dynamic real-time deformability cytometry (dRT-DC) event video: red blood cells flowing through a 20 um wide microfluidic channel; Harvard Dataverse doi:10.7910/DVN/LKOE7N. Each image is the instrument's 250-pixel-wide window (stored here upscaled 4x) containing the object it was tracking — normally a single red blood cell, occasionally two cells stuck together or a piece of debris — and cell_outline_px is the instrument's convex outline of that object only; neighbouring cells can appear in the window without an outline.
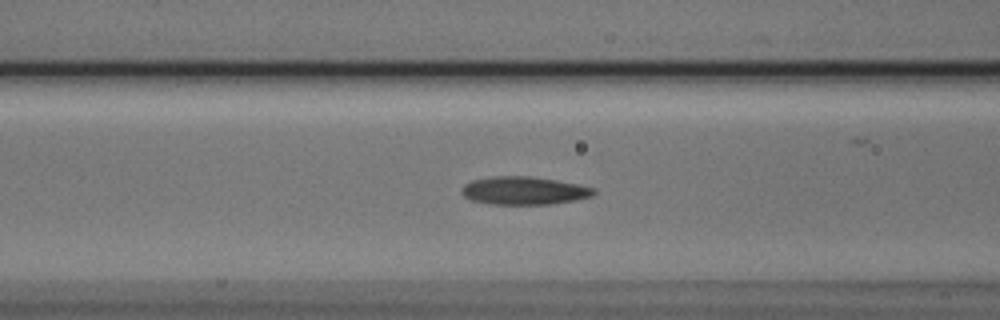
{"species": "Egyptian fruit bat (a non-hibernating species)", "species_latin": "Rousettus aegyptiacus", "temperature_condition": "cold", "stored_images_in_passage": 36, "camera_frame_rate_fps": 3000, "um_per_image_px": 0.085, "animal": {"sex": "male"}, "frame": {"image": 1, "passage_image": 9, "time_ms": 2.667, "image_size_px": [1000, 320], "cell_outline_px": [[596, 192], [592, 196], [576, 200], [548, 204], [488, 204], [472, 200], [464, 196], [460, 192], [460, 188], [464, 184], [472, 180], [492, 176], [528, 176], [556, 180], [596, 188]], "centroid_in_image_um": [44.51, 16.2], "position_along_channel_um": 122.1, "area_um2": 21.62}}
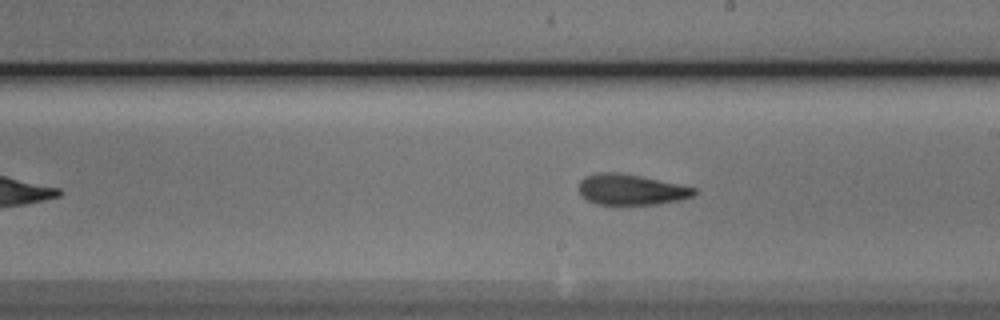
{"frame": {"image": 2, "passage_image": 18, "time_ms": 5.667, "image_size_px": [1000, 320], "cell_outline_px": [[696, 196], [680, 200], [660, 204], [596, 204], [580, 196], [580, 180], [584, 176], [596, 172], [620, 172], [640, 176], [696, 188]], "centroid_in_image_um": [53.63, 16.11], "position_along_channel_um": 235.4, "area_um2": 20.69}}
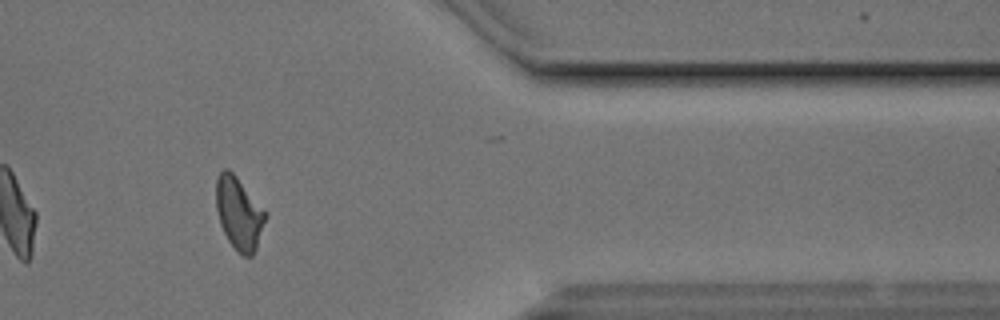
{"frame": {"image": 3, "passage_image": 32, "time_ms": 10.333, "image_size_px": [1000, 320], "cell_outline_px": [[268, 216], [256, 248], [252, 256], [244, 256], [236, 252], [228, 240], [220, 224], [216, 208], [216, 180], [220, 172], [224, 168], [228, 168], [236, 176], [268, 212]], "centroid_in_image_um": [20.33, 18.14], "position_along_channel_um": 391.1, "area_um2": 21.1}}